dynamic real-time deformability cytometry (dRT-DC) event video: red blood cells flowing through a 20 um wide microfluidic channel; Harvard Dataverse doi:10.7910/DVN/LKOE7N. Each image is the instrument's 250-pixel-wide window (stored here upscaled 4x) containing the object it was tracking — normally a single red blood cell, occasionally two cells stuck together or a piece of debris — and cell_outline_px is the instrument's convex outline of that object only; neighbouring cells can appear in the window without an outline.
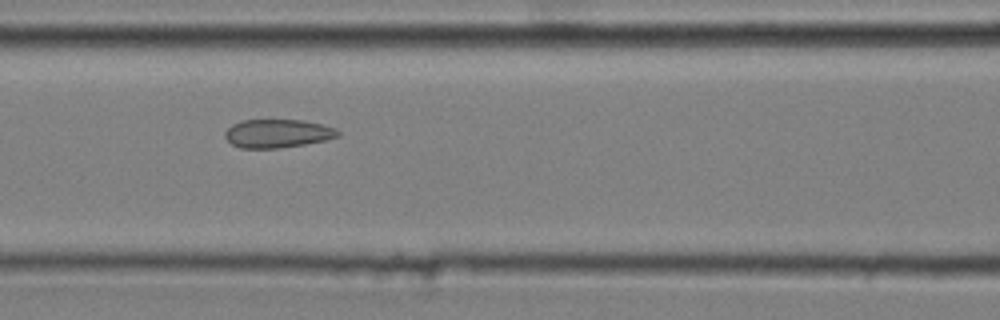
{"species": "common noctule bat (a hibernating species)", "species_latin": "Nyctalus noctula", "temperature_condition": "cold", "stored_images_in_passage": 12, "camera_frame_rate_fps": 3000, "um_per_image_px": 0.085, "animal": {"sex": "male", "body_mass_g": 20.4}, "frame": {"image": 1, "passage_image": 6, "time_ms": 1.667, "image_size_px": [1000, 320], "cell_outline_px": [[340, 136], [324, 140], [304, 144], [280, 148], [240, 148], [232, 144], [224, 136], [224, 132], [232, 124], [240, 120], [304, 120], [324, 124], [336, 128], [340, 132]], "centroid_in_image_um": [23.6, 11.33], "position_along_channel_um": 143.0, "area_um2": 18.84}}
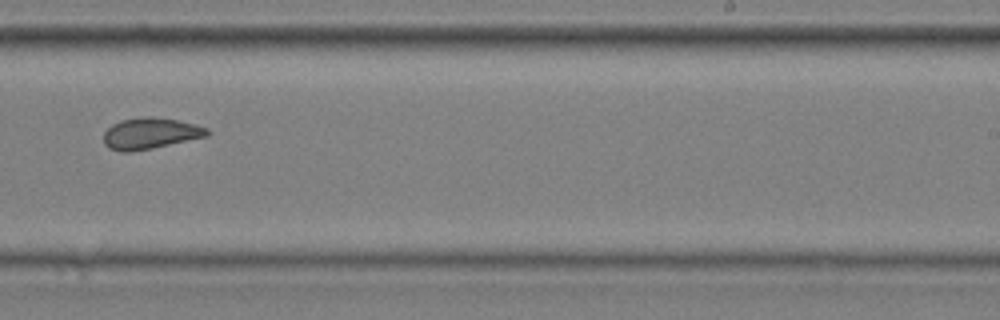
{"frame": {"image": 2, "passage_image": 9, "time_ms": 2.667, "image_size_px": [1000, 320], "cell_outline_px": [[212, 132], [208, 136], [152, 148], [132, 152], [120, 152], [108, 148], [104, 144], [104, 132], [112, 124], [120, 120], [140, 116], [152, 116], [176, 120], [196, 124], [208, 128]], "centroid_in_image_um": [12.77, 11.33], "position_along_channel_um": 276.2, "area_um2": 19.07}}
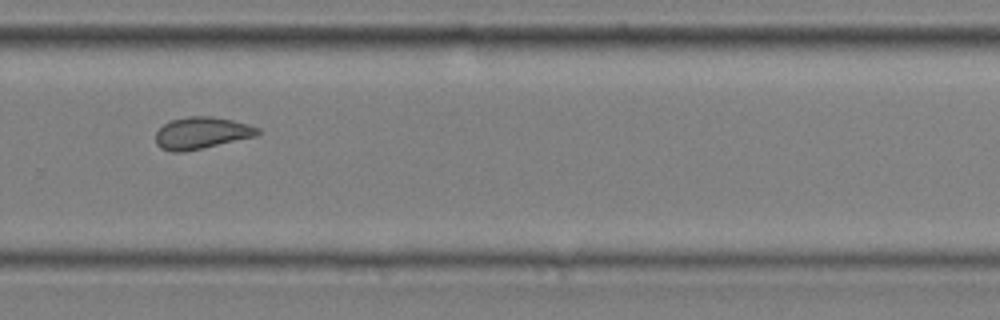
{"frame": {"image": 3, "passage_image": 10, "time_ms": 3.0, "image_size_px": [1000, 320], "cell_outline_px": [[260, 136], [184, 152], [172, 152], [160, 148], [156, 144], [156, 132], [164, 124], [172, 120], [188, 116], [212, 116], [232, 120], [248, 124], [260, 128]], "centroid_in_image_um": [17.17, 11.31], "position_along_channel_um": 312.6, "area_um2": 19.19}}